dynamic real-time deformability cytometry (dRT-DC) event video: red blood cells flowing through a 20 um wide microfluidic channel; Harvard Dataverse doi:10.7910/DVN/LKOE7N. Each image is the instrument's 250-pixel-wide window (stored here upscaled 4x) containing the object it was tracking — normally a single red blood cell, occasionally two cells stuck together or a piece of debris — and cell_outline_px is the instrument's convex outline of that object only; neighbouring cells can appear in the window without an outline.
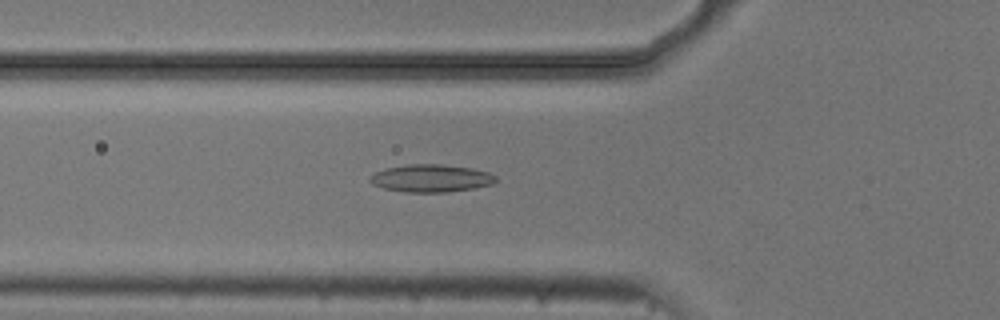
{"species": "common noctule bat (a hibernating species)", "species_latin": "Nyctalus noctula", "temperature_condition": "cold", "stored_images_in_passage": 42, "camera_frame_rate_fps": 3000, "um_per_image_px": 0.085, "animal": {"sex": "male", "body_mass_g": 20.5, "forearm_length_mm": 52.5}, "frame": {"image": 1, "passage_image": 7, "time_ms": 2.0, "image_size_px": [1000, 320], "cell_outline_px": [[496, 180], [492, 184], [476, 188], [448, 192], [404, 192], [384, 188], [372, 184], [368, 180], [376, 172], [384, 168], [408, 164], [440, 164], [472, 168], [488, 172], [496, 176]], "centroid_in_image_um": [36.64, 15.15], "position_along_channel_um": 89.2, "area_um2": 20.29}}
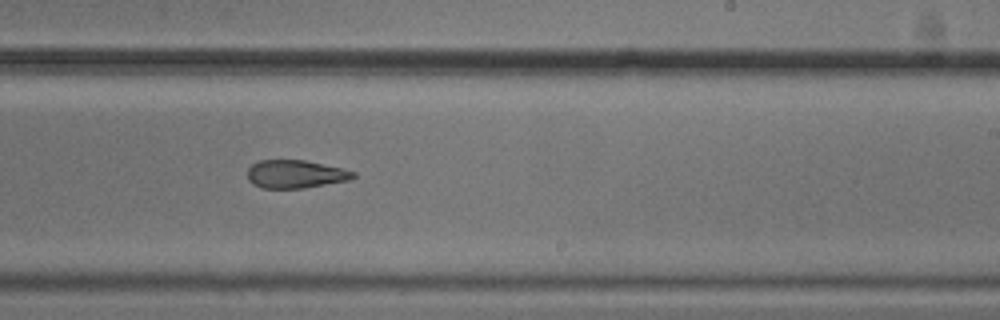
{"frame": {"image": 2, "passage_image": 21, "time_ms": 6.667, "image_size_px": [1000, 320], "cell_outline_px": [[356, 176], [348, 180], [304, 188], [264, 188], [252, 184], [248, 180], [248, 168], [252, 164], [260, 160], [304, 160], [344, 168], [356, 172]], "centroid_in_image_um": [25.12, 14.79], "position_along_channel_um": 263.9, "area_um2": 17.34}}
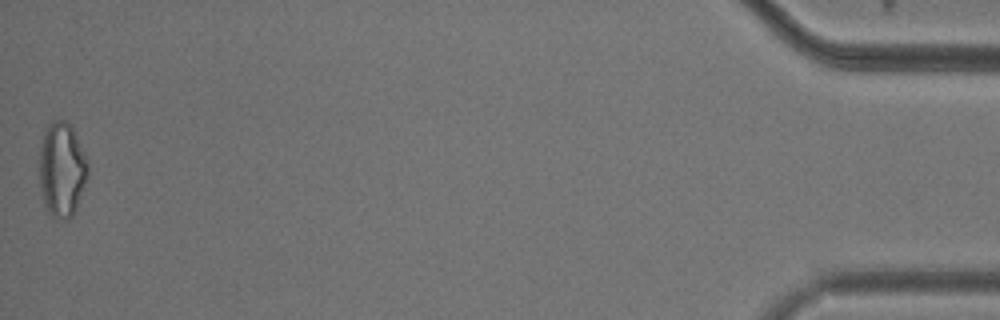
{"frame": {"image": 3, "passage_image": 42, "time_ms": 13.667, "image_size_px": [1000, 320], "cell_outline_px": [[88, 176], [76, 208], [72, 216], [68, 220], [64, 220], [52, 216], [48, 212], [44, 204], [40, 188], [40, 148], [44, 132], [48, 124], [56, 120], [64, 120], [72, 124], [88, 160]], "centroid_in_image_um": [5.28, 14.4], "position_along_channel_um": 429.9, "area_um2": 26.99}, "authors_computed_cell_mechanics": {"area_um2": 19.5364, "velocity_mm_per_s": 3.7328, "shape_relaxation_time_tau1_ms": null, "shape_relaxation_time_tau2_ms": 5.2515, "deformation_change_tau1": null, "deformation_change_tau2": 0.1529}}